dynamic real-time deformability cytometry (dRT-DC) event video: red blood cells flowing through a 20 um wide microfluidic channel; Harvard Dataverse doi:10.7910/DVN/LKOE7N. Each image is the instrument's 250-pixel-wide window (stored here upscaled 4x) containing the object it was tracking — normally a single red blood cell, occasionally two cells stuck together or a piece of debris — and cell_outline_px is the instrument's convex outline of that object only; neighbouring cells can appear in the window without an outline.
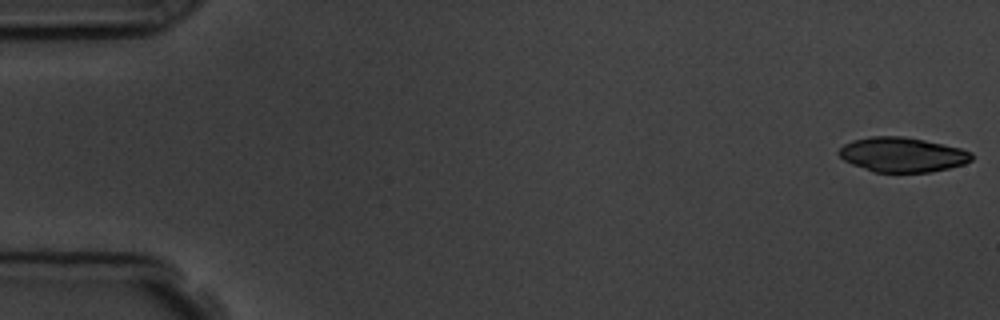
{"species": "common noctule bat (a hibernating species)", "species_latin": "Nyctalus noctula", "temperature_condition": "room temperature", "stored_images_in_passage": 5, "camera_frame_rate_fps": 3000, "um_per_image_px": 0.085, "animal": {"sex": "male", "body_mass_g": 19.5, "forearm_length_mm": 54.6}, "frame": {"image": 1, "passage_image": 1, "time_ms": 0.0, "image_size_px": [1000, 320], "cell_outline_px": [[972, 160], [964, 164], [932, 172], [872, 172], [852, 164], [844, 160], [836, 152], [844, 144], [852, 140], [872, 136], [904, 136], [924, 140], [960, 148], [972, 152]], "centroid_in_image_um": [76.68, 13.15], "position_along_channel_um": 8.3, "area_um2": 26.88}}